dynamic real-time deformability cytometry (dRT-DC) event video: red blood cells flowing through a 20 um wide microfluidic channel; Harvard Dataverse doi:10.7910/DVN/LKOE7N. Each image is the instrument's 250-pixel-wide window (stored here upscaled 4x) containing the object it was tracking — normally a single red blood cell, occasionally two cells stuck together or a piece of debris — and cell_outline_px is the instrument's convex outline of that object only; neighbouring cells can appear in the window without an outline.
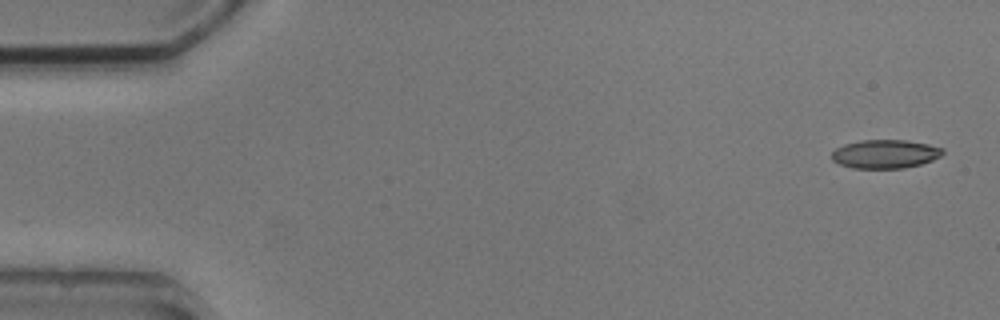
{"species": "common noctule bat (a hibernating species)", "species_latin": "Nyctalus noctula", "temperature_condition": "cold", "stored_images_in_passage": 5, "camera_frame_rate_fps": 3000, "um_per_image_px": 0.085, "animal": {"sex": "male", "body_mass_g": 20.5, "forearm_length_mm": 52.5}, "frame": {"image": 1, "passage_image": 1, "time_ms": 0.0, "image_size_px": [1000, 320], "cell_outline_px": [[944, 152], [940, 156], [932, 160], [920, 164], [904, 168], [852, 168], [840, 164], [832, 160], [832, 152], [836, 148], [844, 144], [860, 140], [908, 140], [928, 144], [944, 148]], "centroid_in_image_um": [75.24, 13.08], "position_along_channel_um": 9.8, "area_um2": 18.55}}
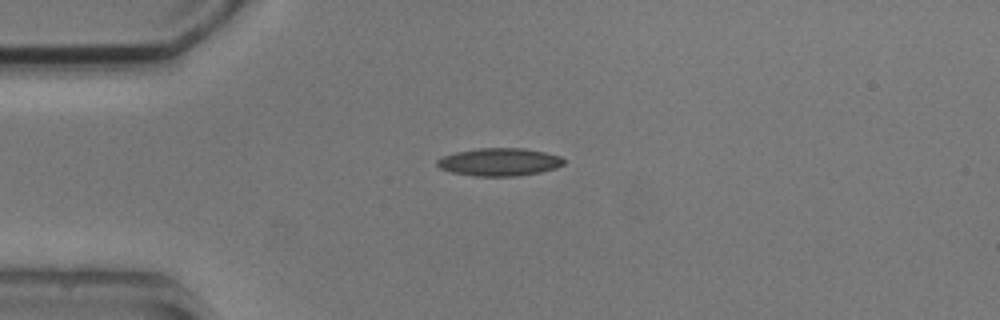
{"frame": {"image": 2, "passage_image": 4, "time_ms": 3.667, "image_size_px": [1000, 320], "cell_outline_px": [[564, 164], [556, 168], [540, 172], [516, 176], [476, 176], [452, 172], [440, 168], [436, 164], [436, 160], [444, 156], [456, 152], [480, 148], [524, 148], [544, 152], [560, 156], [564, 160]], "centroid_in_image_um": [42.45, 13.77], "position_along_channel_um": 42.5, "area_um2": 20.4}}